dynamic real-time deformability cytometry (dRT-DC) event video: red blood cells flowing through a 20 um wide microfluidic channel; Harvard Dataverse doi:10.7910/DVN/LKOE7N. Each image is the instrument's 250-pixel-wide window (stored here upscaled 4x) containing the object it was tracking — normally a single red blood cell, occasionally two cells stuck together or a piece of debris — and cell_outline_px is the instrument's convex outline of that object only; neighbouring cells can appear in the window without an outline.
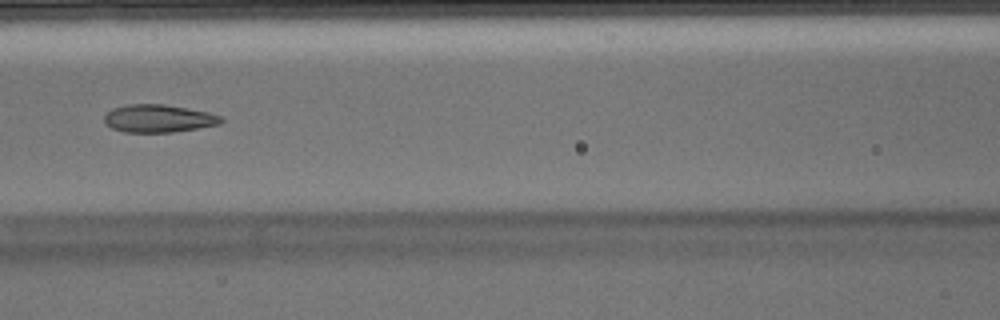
{"species": "Egyptian fruit bat (a non-hibernating species)", "species_latin": "Rousettus aegyptiacus", "temperature_condition": "warm", "stored_images_in_passage": 50, "camera_frame_rate_fps": 3000, "um_per_image_px": 0.085, "animal": {"sex": "male"}, "frame": {"image": 1, "passage_image": 22, "time_ms": 7.0, "image_size_px": [1000, 320], "cell_outline_px": [[224, 120], [220, 124], [172, 132], [124, 132], [112, 128], [104, 120], [104, 116], [112, 108], [128, 104], [164, 104], [208, 112], [220, 116]], "centroid_in_image_um": [13.46, 10.06], "position_along_channel_um": 153.1, "area_um2": 18.73}}
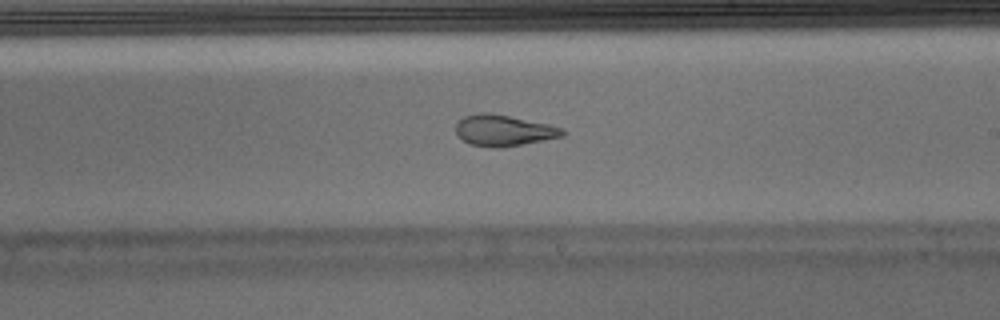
{"frame": {"image": 2, "passage_image": 29, "time_ms": 9.333, "image_size_px": [1000, 320], "cell_outline_px": [[564, 136], [544, 140], [496, 148], [492, 148], [472, 144], [456, 136], [456, 124], [464, 116], [480, 112], [488, 112], [548, 124], [564, 128]], "centroid_in_image_um": [42.79, 11.08], "position_along_channel_um": 246.2, "area_um2": 19.13}}
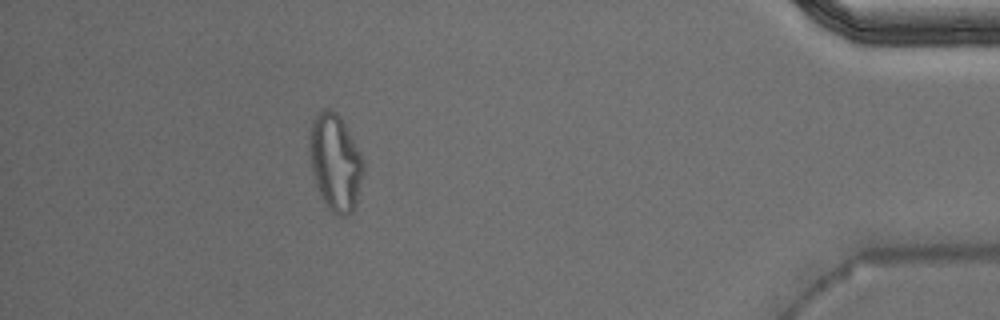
{"frame": {"image": 3, "passage_image": 45, "time_ms": 14.667, "image_size_px": [1000, 320], "cell_outline_px": [[364, 168], [356, 204], [352, 212], [344, 216], [340, 216], [332, 212], [328, 208], [320, 196], [316, 184], [312, 168], [308, 148], [308, 132], [312, 120], [324, 108], [332, 108], [340, 116], [360, 152], [364, 160]], "centroid_in_image_um": [28.48, 13.78], "position_along_channel_um": 406.7, "area_um2": 30.52}, "authors_computed_cell_mechanics": {"area_um2": 20.2878, "velocity_mm_per_s": 3.9962, "shape_relaxation_time_tau1_ms": null, "shape_relaxation_time_tau2_ms": 1.7833, "deformation_change_tau1": null, "deformation_change_tau2": 0.0961}}